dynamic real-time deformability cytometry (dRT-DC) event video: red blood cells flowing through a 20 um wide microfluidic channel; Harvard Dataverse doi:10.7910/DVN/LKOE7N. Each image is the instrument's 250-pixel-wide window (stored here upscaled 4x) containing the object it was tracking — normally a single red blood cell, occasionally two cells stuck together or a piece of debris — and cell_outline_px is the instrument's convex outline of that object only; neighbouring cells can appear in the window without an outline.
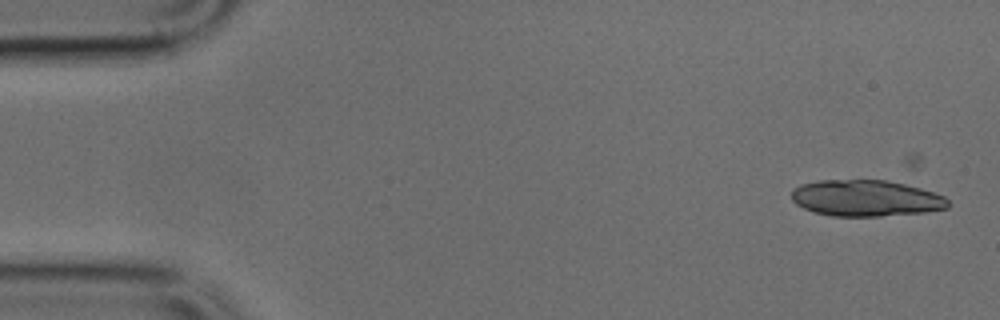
{"species": "common noctule bat (a hibernating species)", "species_latin": "Nyctalus noctula", "temperature_condition": "cold", "stored_images_in_passage": 4, "camera_frame_rate_fps": 3000, "um_per_image_px": 0.085, "animal": {"sex": "male", "body_mass_g": 17.9, "forearm_length_mm": 54.2}, "frame": {"image": 1, "passage_image": 1, "time_ms": 0.0, "image_size_px": [1000, 320], "cell_outline_px": [[948, 208], [924, 212], [880, 216], [832, 216], [816, 212], [804, 208], [796, 204], [792, 200], [792, 188], [800, 184], [820, 180], [884, 180], [904, 184], [920, 188], [944, 196], [948, 200]], "centroid_in_image_um": [73.57, 16.84], "position_along_channel_um": 11.4, "area_um2": 32.95}}